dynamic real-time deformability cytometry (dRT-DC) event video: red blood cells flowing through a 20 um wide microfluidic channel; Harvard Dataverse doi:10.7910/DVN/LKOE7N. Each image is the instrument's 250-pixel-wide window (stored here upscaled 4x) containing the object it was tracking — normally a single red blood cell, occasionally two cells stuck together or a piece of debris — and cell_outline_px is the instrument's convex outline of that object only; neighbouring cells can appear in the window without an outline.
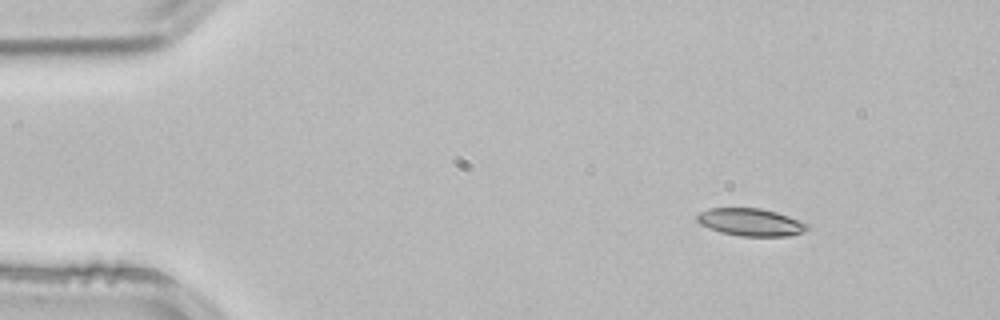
{"species": "common noctule bat (a hibernating species)", "species_latin": "Nyctalus noctula", "temperature_condition": "room temperature", "stored_images_in_passage": 3, "camera_frame_rate_fps": 3000, "um_per_image_px": 0.085, "animal": {"sex": "male", "body_mass_g": 21.5, "forearm_length_mm": 52.0}, "frame": {"image": 1, "passage_image": 1, "time_ms": 0.0, "image_size_px": [1000, 320], "cell_outline_px": [[808, 228], [804, 232], [788, 236], [740, 236], [720, 232], [708, 228], [700, 224], [696, 220], [696, 216], [700, 212], [708, 208], [760, 208], [776, 212], [788, 216], [808, 224]], "centroid_in_image_um": [63.78, 18.89], "position_along_channel_um": 21.2, "area_um2": 17.69}}
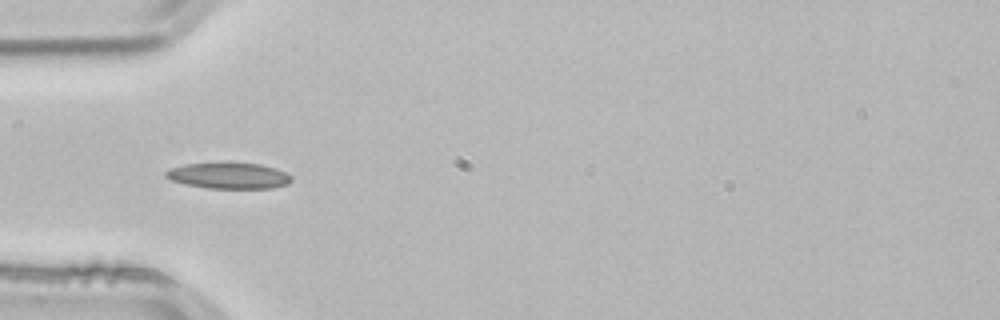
{"frame": {"image": 2, "passage_image": 3, "time_ms": 0.667, "image_size_px": [1000, 320], "cell_outline_px": [[292, 180], [288, 184], [272, 188], [208, 188], [188, 184], [172, 180], [164, 176], [164, 172], [168, 168], [184, 164], [260, 164], [276, 168], [292, 176]], "centroid_in_image_um": [19.45, 14.94], "position_along_channel_um": 65.5, "area_um2": 18.67}}